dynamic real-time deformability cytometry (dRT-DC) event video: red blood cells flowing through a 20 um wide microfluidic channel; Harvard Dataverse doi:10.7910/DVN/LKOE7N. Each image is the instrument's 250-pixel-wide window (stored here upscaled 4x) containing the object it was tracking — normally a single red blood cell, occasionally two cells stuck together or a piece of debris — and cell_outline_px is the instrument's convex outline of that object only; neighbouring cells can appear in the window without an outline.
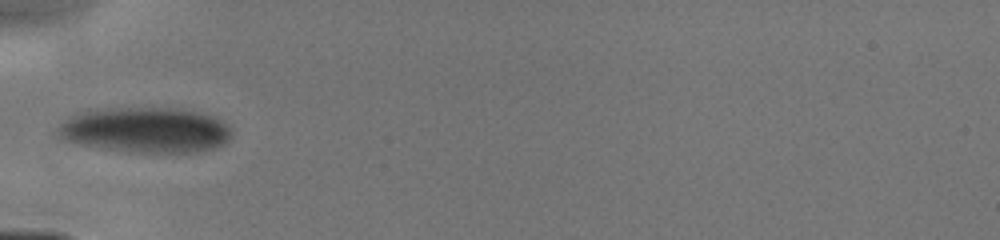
{"species": "human", "species_latin": "Homo sapiens", "temperature_condition": "cold", "stored_images_in_passage": 13, "camera_frame_rate_fps": 3000, "um_per_image_px": 0.085, "donor": {"sex": "male"}, "frame": {"image": 1, "passage_image": 10, "time_ms": 4.333, "image_size_px": [1000, 240], "cell_outline_px": [[232, 136], [224, 144], [216, 148], [196, 152], [140, 152], [104, 148], [84, 144], [72, 140], [64, 136], [60, 132], [60, 124], [68, 116], [80, 112], [108, 108], [180, 108], [200, 112], [216, 116], [228, 124], [232, 128]], "centroid_in_image_um": [12.53, 11.03], "position_along_channel_um": 72.5, "area_um2": 45.6}}
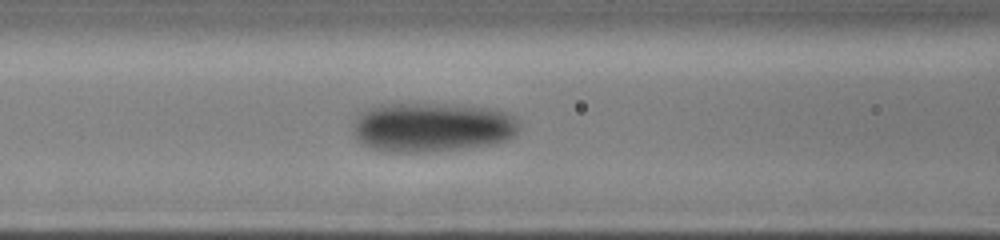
{"frame": {"image": 2, "passage_image": 13, "time_ms": 5.667, "image_size_px": [1000, 240], "cell_outline_px": [[520, 128], [508, 140], [488, 144], [460, 148], [424, 152], [388, 152], [368, 148], [360, 144], [356, 140], [352, 132], [352, 124], [360, 112], [368, 108], [380, 104], [448, 104], [488, 108], [508, 112], [520, 124]], "centroid_in_image_um": [36.64, 10.81], "position_along_channel_um": 130.0, "area_um2": 48.15}}